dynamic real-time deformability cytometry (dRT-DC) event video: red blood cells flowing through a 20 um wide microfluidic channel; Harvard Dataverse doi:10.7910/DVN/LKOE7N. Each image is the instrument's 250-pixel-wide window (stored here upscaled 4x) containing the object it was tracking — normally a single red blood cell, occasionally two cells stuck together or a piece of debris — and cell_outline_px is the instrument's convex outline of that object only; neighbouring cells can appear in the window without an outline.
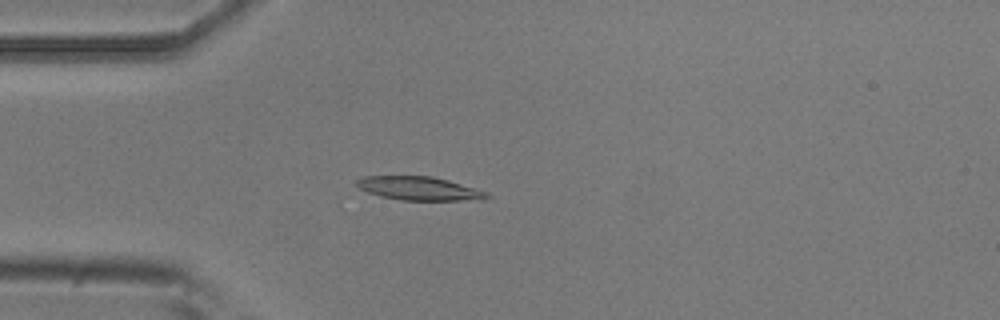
{"species": "common noctule bat (a hibernating species)", "species_latin": "Nyctalus noctula", "temperature_condition": "room temperature", "stored_images_in_passage": 4, "camera_frame_rate_fps": 3000, "um_per_image_px": 0.085, "animal": {"sex": "male", "body_mass_g": 20.5, "forearm_length_mm": 52.5}, "frame": {"image": 1, "passage_image": 4, "time_ms": 4.333, "image_size_px": [1000, 320], "cell_outline_px": [[492, 196], [484, 200], [400, 200], [380, 196], [368, 192], [360, 188], [356, 184], [356, 180], [364, 176], [432, 176], [448, 180], [476, 188], [488, 192]], "centroid_in_image_um": [35.68, 16.02], "position_along_channel_um": 49.3, "area_um2": 17.98}}